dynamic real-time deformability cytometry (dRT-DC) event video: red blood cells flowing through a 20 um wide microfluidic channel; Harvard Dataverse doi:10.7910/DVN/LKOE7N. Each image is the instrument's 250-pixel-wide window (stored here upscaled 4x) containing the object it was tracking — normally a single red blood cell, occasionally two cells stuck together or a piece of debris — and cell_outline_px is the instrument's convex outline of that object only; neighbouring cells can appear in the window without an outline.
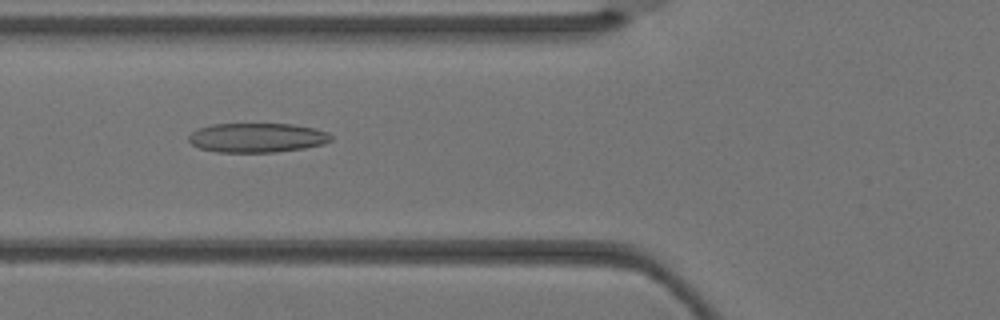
{"species": "Egyptian fruit bat (a non-hibernating species)", "species_latin": "Rousettus aegyptiacus", "temperature_condition": "warm", "stored_images_in_passage": 3, "camera_frame_rate_fps": 3000, "um_per_image_px": 0.085, "animal": {"sex": "female"}, "frame": {"image": 1, "passage_image": 3, "time_ms": 0.667, "image_size_px": [1000, 320], "cell_outline_px": [[332, 140], [324, 144], [304, 148], [276, 152], [216, 152], [200, 148], [192, 144], [188, 140], [188, 136], [192, 132], [200, 128], [212, 124], [292, 124], [316, 128], [328, 132], [332, 136]], "centroid_in_image_um": [21.88, 11.7], "position_along_channel_um": 103.9, "area_um2": 24.45}}